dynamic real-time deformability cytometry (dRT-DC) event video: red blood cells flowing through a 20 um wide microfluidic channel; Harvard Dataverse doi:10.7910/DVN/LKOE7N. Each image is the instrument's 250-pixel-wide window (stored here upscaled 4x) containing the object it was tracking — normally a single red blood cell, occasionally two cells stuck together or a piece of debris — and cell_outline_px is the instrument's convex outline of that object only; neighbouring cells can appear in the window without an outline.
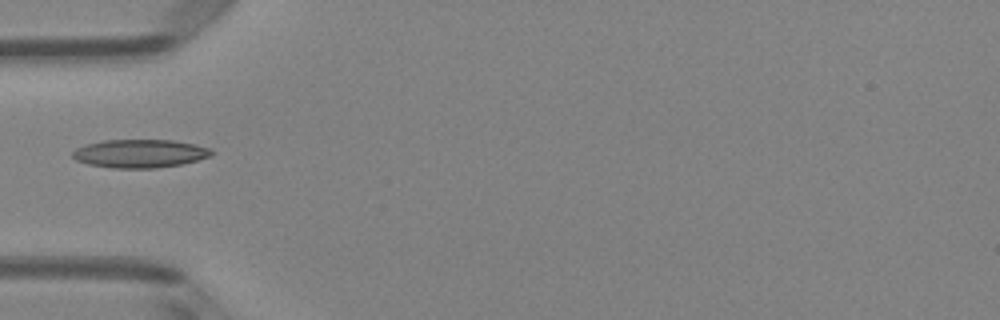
{"species": "Egyptian fruit bat (a non-hibernating species)", "species_latin": "Rousettus aegyptiacus", "temperature_condition": "room temperature", "stored_images_in_passage": 1, "camera_frame_rate_fps": 3000, "um_per_image_px": 0.085, "animal": {"sex": "female"}, "frame": {"image": 1, "passage_image": 1, "time_ms": 0.0, "image_size_px": [1000, 320], "cell_outline_px": [[216, 152], [212, 156], [180, 164], [156, 168], [112, 168], [88, 164], [76, 160], [72, 156], [72, 152], [76, 148], [84, 144], [104, 140], [172, 140], [196, 144], [212, 148]], "centroid_in_image_um": [11.91, 13.04], "position_along_channel_um": 73.1, "area_um2": 23.12}}